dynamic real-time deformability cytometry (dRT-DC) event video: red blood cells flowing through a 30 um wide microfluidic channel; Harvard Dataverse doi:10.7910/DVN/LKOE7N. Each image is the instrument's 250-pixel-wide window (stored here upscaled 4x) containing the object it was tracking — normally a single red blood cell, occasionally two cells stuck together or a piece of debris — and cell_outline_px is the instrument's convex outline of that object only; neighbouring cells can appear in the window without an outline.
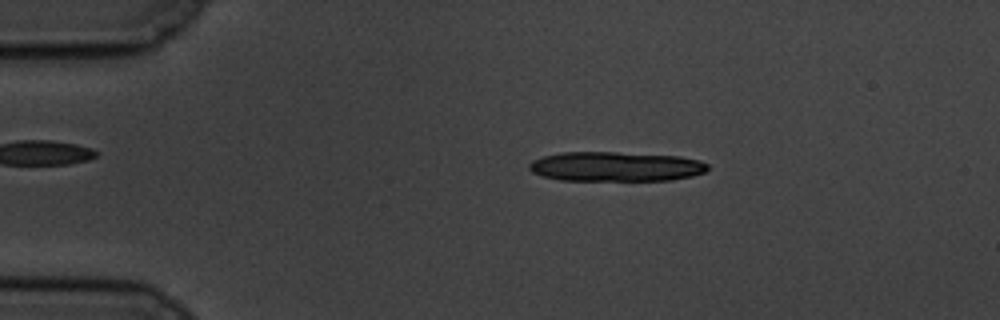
{"species": "common noctule bat (a hibernating species)", "species_latin": "Nyctalus noctula", "temperature_condition": "cold", "stored_images_in_passage": 57, "segment_of_instrument_passage": [1, 2], "camera_frame_rate_fps": 3000, "um_per_image_px": 0.085, "animal": {"sex": "male", "body_mass_g": 19.5, "forearm_length_mm": 54.6}, "frame": {"image": 1, "passage_image": 10, "time_ms": 3.0, "image_size_px": [1000, 320], "cell_outline_px": [[708, 168], [704, 172], [692, 176], [672, 180], [560, 180], [540, 176], [532, 172], [528, 168], [528, 164], [532, 160], [544, 156], [560, 152], [616, 152], [680, 156], [700, 160], [708, 164]], "centroid_in_image_um": [52.31, 14.15], "position_along_channel_um": 32.7, "area_um2": 30.98}}